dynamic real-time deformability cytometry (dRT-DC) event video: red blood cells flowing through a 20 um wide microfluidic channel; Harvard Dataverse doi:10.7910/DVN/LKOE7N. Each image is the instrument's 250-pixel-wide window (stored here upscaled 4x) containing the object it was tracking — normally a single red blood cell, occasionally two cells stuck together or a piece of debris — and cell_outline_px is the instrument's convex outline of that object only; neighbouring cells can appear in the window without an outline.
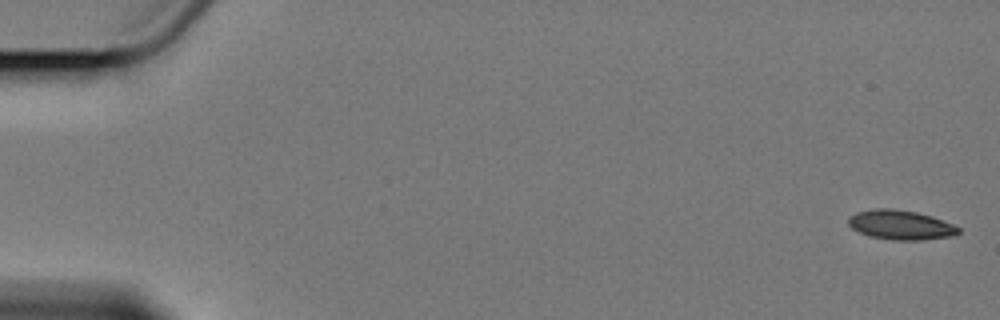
{"species": "Egyptian fruit bat (a non-hibernating species)", "species_latin": "Rousettus aegyptiacus", "temperature_condition": "cold", "stored_images_in_passage": 6, "camera_frame_rate_fps": 3000, "um_per_image_px": 0.085, "animal": {"sex": "female"}, "frame": {"image": 1, "passage_image": 1, "time_ms": 0.0, "image_size_px": [1000, 320], "cell_outline_px": [[960, 232], [956, 236], [920, 240], [892, 240], [868, 236], [852, 228], [848, 224], [848, 216], [856, 212], [876, 208], [892, 208], [916, 212], [932, 216], [952, 224], [960, 228]], "centroid_in_image_um": [76.55, 19.12], "position_along_channel_um": 8.4, "area_um2": 19.07}}
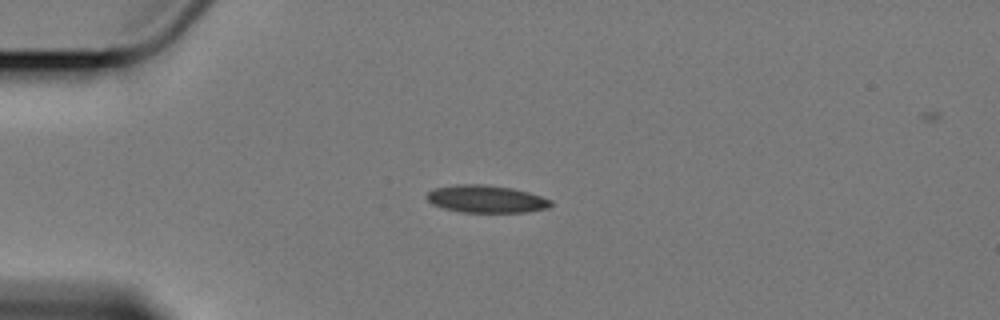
{"frame": {"image": 2, "passage_image": 4, "time_ms": 4.667, "image_size_px": [1000, 320], "cell_outline_px": [[552, 204], [548, 208], [528, 212], [464, 212], [444, 208], [432, 204], [428, 200], [428, 192], [436, 188], [456, 184], [484, 184], [512, 188], [528, 192], [552, 200]], "centroid_in_image_um": [41.35, 16.91], "position_along_channel_um": 43.6, "area_um2": 19.71}}